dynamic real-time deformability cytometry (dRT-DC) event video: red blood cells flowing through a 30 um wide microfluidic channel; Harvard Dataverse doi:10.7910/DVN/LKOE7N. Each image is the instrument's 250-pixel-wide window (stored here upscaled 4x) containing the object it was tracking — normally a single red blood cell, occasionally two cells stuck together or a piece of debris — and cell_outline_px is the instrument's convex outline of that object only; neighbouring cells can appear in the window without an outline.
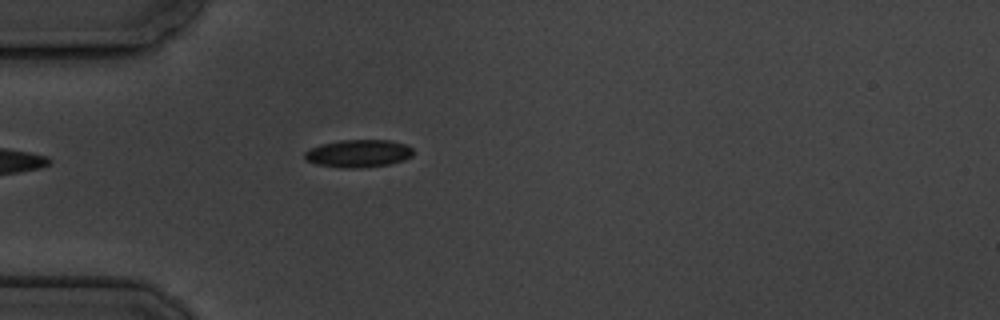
{"species": "common noctule bat (a hibernating species)", "species_latin": "Nyctalus noctula", "temperature_condition": "cold", "stored_images_in_passage": 5, "camera_frame_rate_fps": 3000, "um_per_image_px": 0.085, "animal": {"sex": "male", "body_mass_g": 19.5, "forearm_length_mm": 54.6}, "frame": {"image": 1, "passage_image": 5, "time_ms": 4.667, "image_size_px": [1000, 320], "cell_outline_px": [[412, 156], [404, 160], [388, 164], [360, 168], [340, 168], [316, 164], [304, 160], [304, 152], [320, 144], [340, 140], [388, 140], [404, 144], [412, 148]], "centroid_in_image_um": [30.42, 13.05], "position_along_channel_um": 54.6, "area_um2": 17.51}}